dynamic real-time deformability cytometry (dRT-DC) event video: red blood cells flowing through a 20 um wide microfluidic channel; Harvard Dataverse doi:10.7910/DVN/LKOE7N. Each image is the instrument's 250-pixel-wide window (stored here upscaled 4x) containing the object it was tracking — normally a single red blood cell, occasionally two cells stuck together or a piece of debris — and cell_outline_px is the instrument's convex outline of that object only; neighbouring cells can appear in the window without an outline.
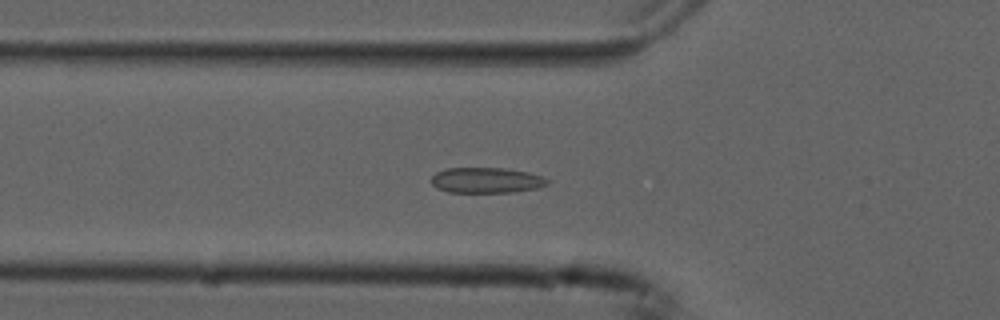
{"species": "common noctule bat (a hibernating species)", "species_latin": "Nyctalus noctula", "temperature_condition": "cold", "stored_images_in_passage": 53, "camera_frame_rate_fps": 3000, "um_per_image_px": 0.085, "animal": {"sex": "male", "forearm_length_mm": 52.5}, "frame": {"image": 1, "passage_image": 17, "time_ms": 5.333, "image_size_px": [1000, 320], "cell_outline_px": [[548, 184], [540, 188], [512, 192], [448, 192], [436, 188], [432, 184], [432, 176], [436, 172], [444, 168], [504, 168], [528, 172], [540, 176], [548, 180]], "centroid_in_image_um": [41.32, 15.32], "position_along_channel_um": 84.5, "area_um2": 17.28}}
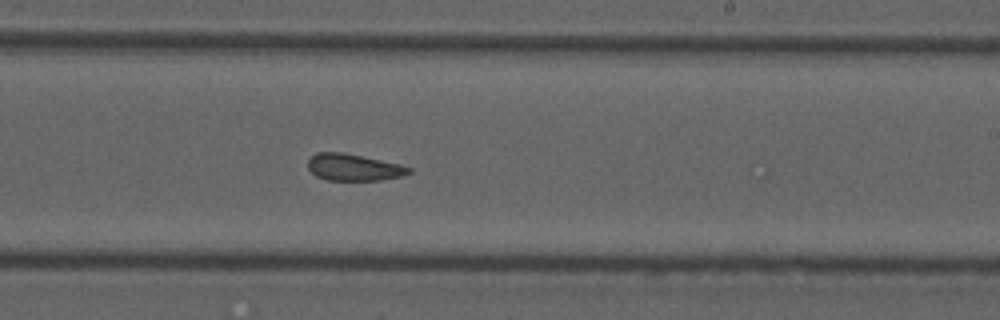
{"frame": {"image": 2, "passage_image": 31, "time_ms": 10.0, "image_size_px": [1000, 320], "cell_outline_px": [[412, 172], [404, 176], [380, 180], [328, 180], [316, 176], [308, 168], [308, 160], [316, 152], [340, 152], [380, 160], [412, 168]], "centroid_in_image_um": [30.05, 14.23], "position_along_channel_um": 259.0, "area_um2": 15.55}}
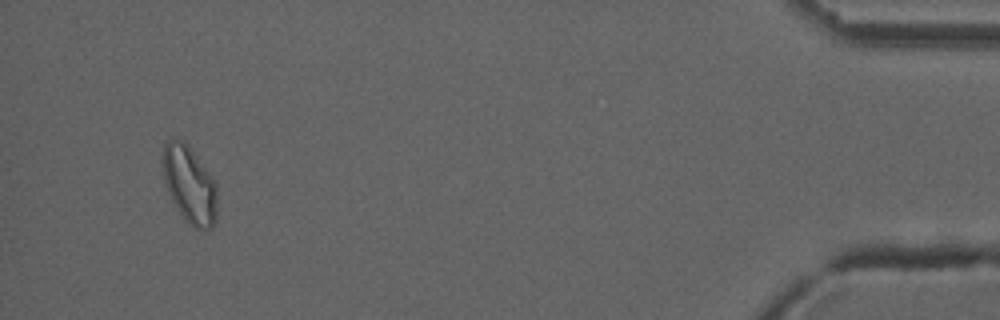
{"frame": {"image": 3, "passage_image": 50, "time_ms": 16.333, "image_size_px": [1000, 320], "cell_outline_px": [[216, 220], [212, 228], [204, 232], [188, 224], [184, 220], [176, 208], [168, 192], [164, 180], [160, 160], [160, 156], [164, 144], [172, 136], [184, 140], [192, 148], [216, 180]], "centroid_in_image_um": [16.09, 15.65], "position_along_channel_um": 419.1, "area_um2": 25.61}, "authors_computed_cell_mechanics": {"area_um2": 18.207, "velocity_mm_per_s": 3.7396, "shape_relaxation_time_tau1_ms": null, "shape_relaxation_time_tau2_ms": 2.3324, "deformation_change_tau1": null, "deformation_change_tau2": 0.0679}}